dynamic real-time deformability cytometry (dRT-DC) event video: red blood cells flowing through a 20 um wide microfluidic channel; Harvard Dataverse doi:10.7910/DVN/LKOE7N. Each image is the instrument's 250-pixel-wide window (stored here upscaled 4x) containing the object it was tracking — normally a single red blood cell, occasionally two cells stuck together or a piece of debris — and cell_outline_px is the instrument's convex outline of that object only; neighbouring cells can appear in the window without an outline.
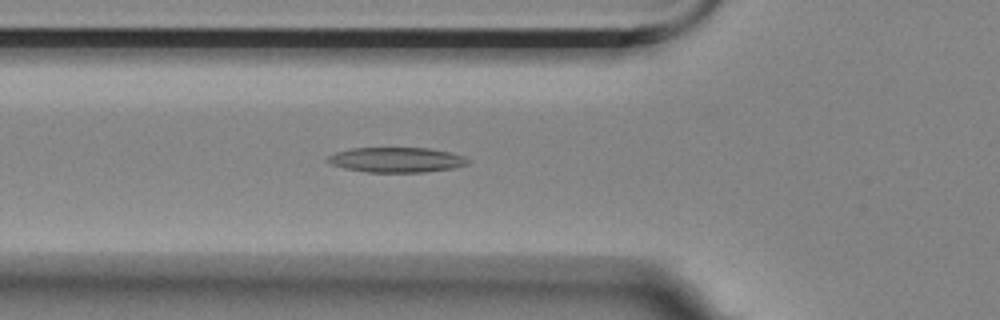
{"species": "Egyptian fruit bat (a non-hibernating species)", "species_latin": "Rousettus aegyptiacus", "temperature_condition": "room temperature", "stored_images_in_passage": 58, "camera_frame_rate_fps": 3000, "um_per_image_px": 0.085, "animal": {"sex": "female"}, "frame": {"image": 1, "passage_image": 20, "time_ms": 6.333, "image_size_px": [1000, 320], "cell_outline_px": [[472, 160], [468, 164], [452, 168], [424, 172], [368, 172], [344, 168], [332, 164], [324, 160], [328, 156], [336, 152], [352, 148], [428, 148], [448, 152], [464, 156]], "centroid_in_image_um": [33.7, 13.58], "position_along_channel_um": 92.1, "area_um2": 20.4}}
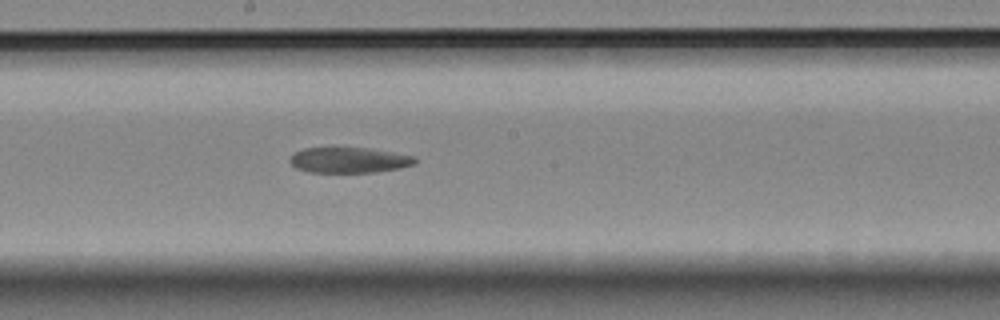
{"frame": {"image": 2, "passage_image": 31, "time_ms": 10.0, "image_size_px": [1000, 320], "cell_outline_px": [[416, 164], [400, 168], [376, 172], [308, 172], [296, 168], [288, 160], [296, 152], [304, 148], [368, 148], [416, 156]], "centroid_in_image_um": [29.7, 13.61], "position_along_channel_um": 218.5, "area_um2": 18.55}}
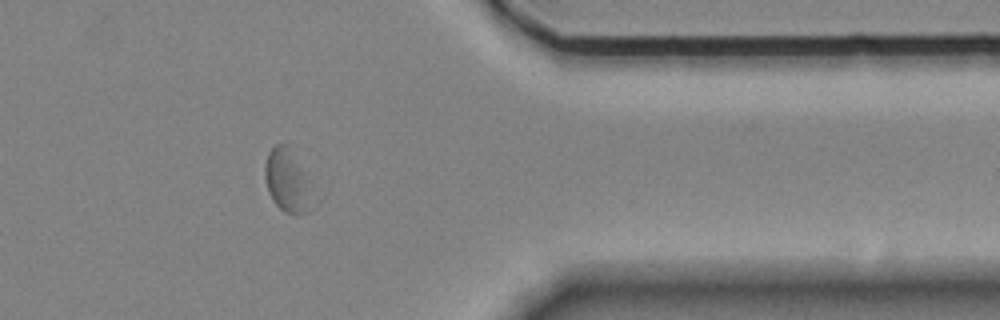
{"frame": {"image": 3, "passage_image": 47, "time_ms": 15.333, "image_size_px": [1000, 320], "cell_outline_px": [[304, 212], [296, 216], [284, 212], [272, 200], [268, 192], [264, 176], [264, 164], [268, 152], [276, 144], [288, 144], [300, 176]], "centroid_in_image_um": [24.12, 15.3], "position_along_channel_um": 387.3, "area_um2": 14.68}, "authors_computed_cell_mechanics": {"area_um2": 20.6635, "velocity_mm_per_s": 3.4386, "shape_relaxation_time_tau1_ms": null, "shape_relaxation_time_tau2_ms": 6.2459, "deformation_change_tau1": null, "deformation_change_tau2": 0.1081}}